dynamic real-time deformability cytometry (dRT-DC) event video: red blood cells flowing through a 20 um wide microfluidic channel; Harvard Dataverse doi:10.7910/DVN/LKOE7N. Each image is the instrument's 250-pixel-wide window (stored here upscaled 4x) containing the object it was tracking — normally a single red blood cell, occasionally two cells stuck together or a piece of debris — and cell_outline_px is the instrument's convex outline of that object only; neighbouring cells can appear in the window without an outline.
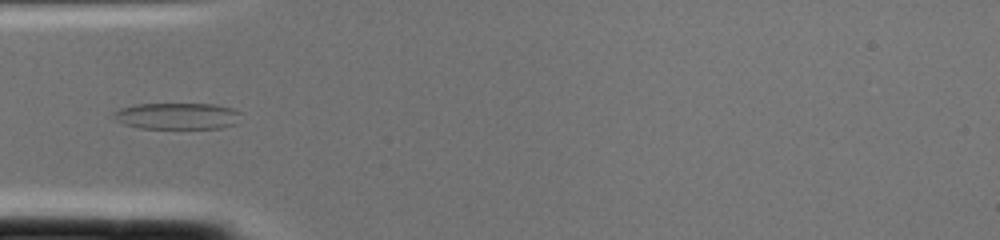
{"species": "common noctule bat (a hibernating species)", "species_latin": "Nyctalus noctula", "temperature_condition": "cold", "stored_images_in_passage": 2, "camera_frame_rate_fps": 3000, "um_per_image_px": 0.085, "animal": {"sex": "female", "body_mass_g": 22.0, "forearm_length_mm": 56.7}, "frame": {"image": 1, "passage_image": 2, "time_ms": 0.333, "image_size_px": [1000, 240], "cell_outline_px": [[240, 112], [236, 124], [220, 128], [140, 128], [124, 124], [112, 120], [112, 112], [120, 108], [136, 104], [216, 104], [232, 108]], "centroid_in_image_um": [15.01, 9.86], "position_along_channel_um": 70.0, "area_um2": 19.77}}